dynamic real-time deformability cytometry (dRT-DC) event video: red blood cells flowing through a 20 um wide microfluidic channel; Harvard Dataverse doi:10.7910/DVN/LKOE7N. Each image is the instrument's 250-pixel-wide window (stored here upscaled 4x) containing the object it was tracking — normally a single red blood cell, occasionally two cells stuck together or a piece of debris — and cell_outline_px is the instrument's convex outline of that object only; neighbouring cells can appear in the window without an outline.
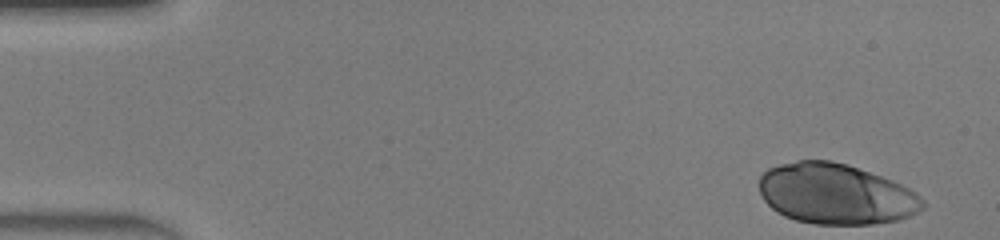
{"species": "human", "species_latin": "Homo sapiens", "temperature_condition": "warm", "stored_images_in_passage": 47, "camera_frame_rate_fps": 3000, "um_per_image_px": 0.085, "donor": {"sex": "male"}, "frame": {"image": 1, "passage_image": 1, "time_ms": 0.0, "image_size_px": [1000, 240], "cell_outline_px": [[924, 208], [900, 220], [872, 224], [816, 224], [796, 220], [784, 216], [776, 212], [764, 200], [760, 192], [760, 176], [768, 168], [780, 164], [796, 160], [832, 160], [848, 164], [892, 180], [908, 188], [920, 196], [924, 200]], "centroid_in_image_um": [71.03, 16.48], "position_along_channel_um": 14.0, "area_um2": 57.8}}